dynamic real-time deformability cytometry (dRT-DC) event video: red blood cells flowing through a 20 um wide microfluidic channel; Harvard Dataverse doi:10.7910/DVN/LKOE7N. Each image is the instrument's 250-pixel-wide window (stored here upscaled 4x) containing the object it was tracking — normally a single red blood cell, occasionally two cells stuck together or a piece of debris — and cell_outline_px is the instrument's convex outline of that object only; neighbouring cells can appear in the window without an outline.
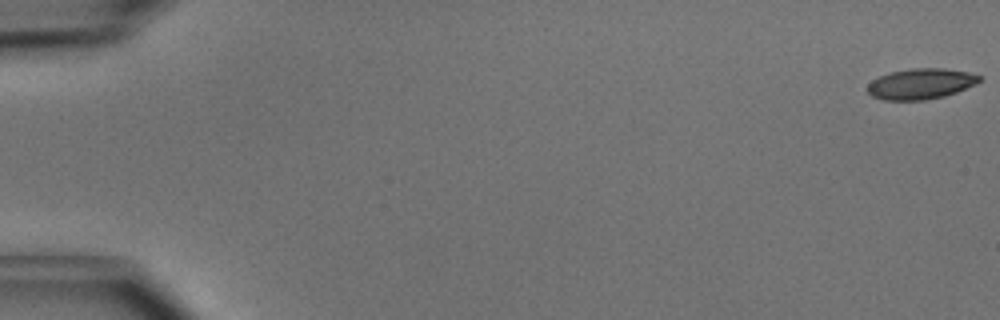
{"species": "common noctule bat (a hibernating species)", "species_latin": "Nyctalus noctula", "temperature_condition": "cold", "stored_images_in_passage": 9, "camera_frame_rate_fps": 3000, "um_per_image_px": 0.085, "animal": {"sex": "male", "body_mass_g": 15.6}, "frame": {"image": 1, "passage_image": 1, "time_ms": 0.0, "image_size_px": [1000, 320], "cell_outline_px": [[980, 80], [976, 84], [956, 92], [944, 96], [924, 100], [884, 100], [872, 96], [868, 92], [868, 84], [872, 80], [888, 72], [912, 68], [944, 68], [968, 72], [980, 76]], "centroid_in_image_um": [78.25, 7.12], "position_along_channel_um": 6.8, "area_um2": 19.94}}